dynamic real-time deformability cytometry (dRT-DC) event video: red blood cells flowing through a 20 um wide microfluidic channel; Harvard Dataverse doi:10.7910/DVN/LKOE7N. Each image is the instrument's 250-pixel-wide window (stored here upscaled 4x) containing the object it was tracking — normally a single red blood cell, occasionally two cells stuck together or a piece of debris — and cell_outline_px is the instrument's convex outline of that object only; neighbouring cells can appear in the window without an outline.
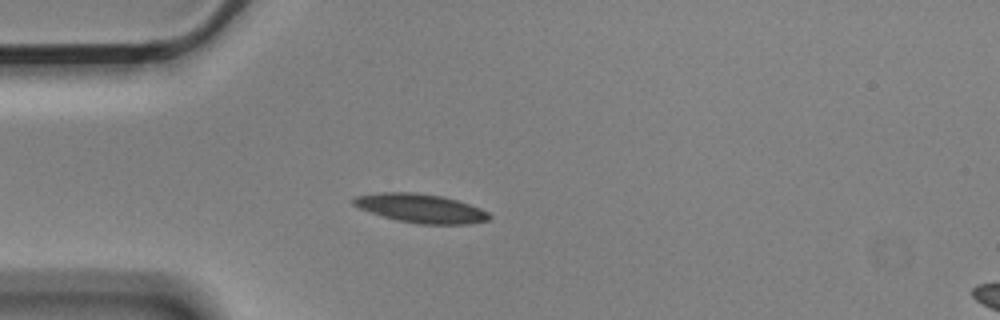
{"species": "Egyptian fruit bat (a non-hibernating species)", "species_latin": "Rousettus aegyptiacus", "temperature_condition": "cold", "stored_images_in_passage": 4, "camera_frame_rate_fps": 3000, "um_per_image_px": 0.085, "animal": {"sex": "male"}, "frame": {"image": 1, "passage_image": 4, "time_ms": 1.0, "image_size_px": [1000, 320], "cell_outline_px": [[492, 216], [488, 220], [468, 224], [420, 224], [400, 220], [384, 216], [360, 208], [352, 204], [352, 196], [380, 192], [416, 192], [444, 196], [480, 208], [488, 212]], "centroid_in_image_um": [35.76, 17.69], "position_along_channel_um": 49.2, "area_um2": 22.72}}